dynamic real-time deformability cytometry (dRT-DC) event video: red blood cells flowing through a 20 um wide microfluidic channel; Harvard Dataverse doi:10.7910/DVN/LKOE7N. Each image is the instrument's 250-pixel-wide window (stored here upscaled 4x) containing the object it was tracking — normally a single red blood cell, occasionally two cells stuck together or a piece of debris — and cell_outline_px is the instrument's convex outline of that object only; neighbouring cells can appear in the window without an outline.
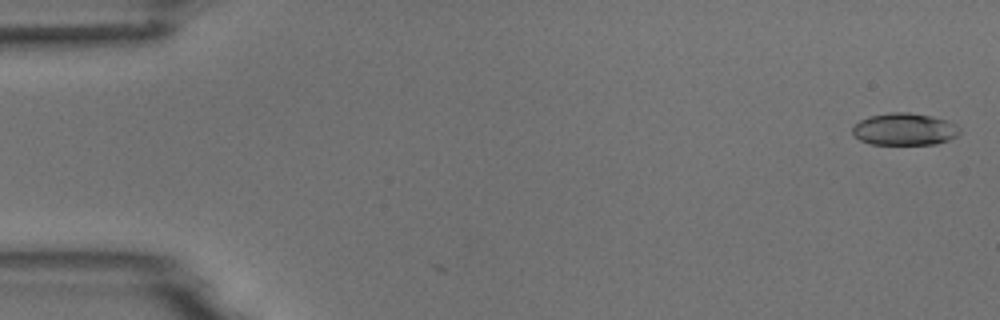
{"species": "common noctule bat (a hibernating species)", "species_latin": "Nyctalus noctula", "temperature_condition": "room temperature", "stored_images_in_passage": 2, "camera_frame_rate_fps": 3000, "um_per_image_px": 0.085, "animal": {"sex": "male", "body_mass_g": 18.8}, "frame": {"image": 1, "passage_image": 2, "time_ms": 0.333, "image_size_px": [1000, 320], "cell_outline_px": [[960, 132], [956, 136], [948, 140], [936, 144], [872, 144], [860, 140], [852, 132], [852, 128], [860, 120], [868, 116], [888, 112], [908, 112], [932, 116], [948, 120], [956, 124], [960, 128]], "centroid_in_image_um": [76.9, 10.97], "position_along_channel_um": 8.1, "area_um2": 20.17}}